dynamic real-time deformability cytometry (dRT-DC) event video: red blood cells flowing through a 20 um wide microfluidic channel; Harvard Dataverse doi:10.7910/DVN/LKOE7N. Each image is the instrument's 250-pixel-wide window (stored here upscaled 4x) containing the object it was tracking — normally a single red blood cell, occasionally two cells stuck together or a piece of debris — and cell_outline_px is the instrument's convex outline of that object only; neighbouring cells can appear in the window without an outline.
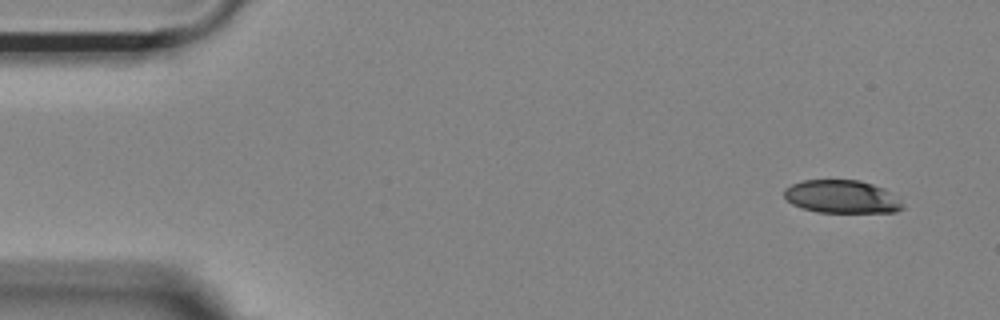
{"species": "Egyptian fruit bat (a non-hibernating species)", "species_latin": "Rousettus aegyptiacus", "temperature_condition": "room temperature", "stored_images_in_passage": 51, "camera_frame_rate_fps": 3000, "um_per_image_px": 0.085, "animal": {"sex": "female"}, "frame": {"image": 1, "passage_image": 1, "time_ms": 0.0, "image_size_px": [1000, 320], "cell_outline_px": [[904, 208], [896, 212], [820, 212], [800, 208], [792, 204], [784, 196], [784, 188], [792, 184], [804, 180], [860, 180], [884, 188], [900, 200], [904, 204]], "centroid_in_image_um": [71.55, 16.72], "position_along_channel_um": 13.4, "area_um2": 22.83}}
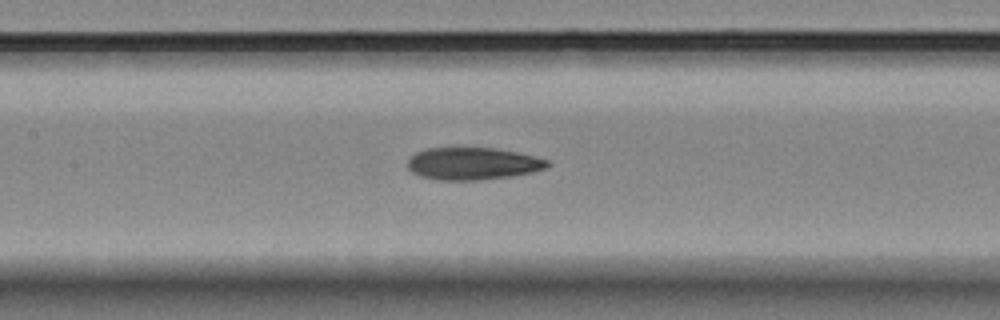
{"frame": {"image": 2, "passage_image": 22, "time_ms": 7.0, "image_size_px": [1000, 320], "cell_outline_px": [[552, 164], [548, 168], [532, 172], [512, 176], [480, 180], [440, 180], [420, 176], [412, 172], [408, 168], [408, 160], [416, 152], [428, 148], [492, 148], [516, 152], [548, 160]], "centroid_in_image_um": [40.2, 13.91], "position_along_channel_um": 167.2, "area_um2": 26.24}}
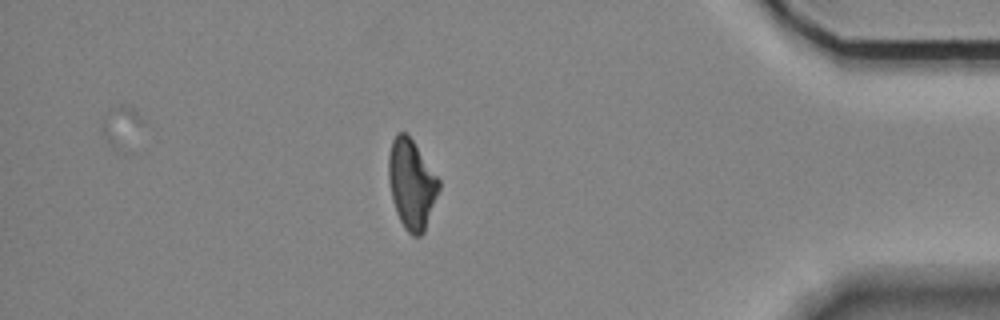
{"frame": {"image": 3, "passage_image": 44, "time_ms": 14.333, "image_size_px": [1000, 320], "cell_outline_px": [[440, 188], [424, 232], [420, 236], [412, 236], [404, 228], [396, 212], [388, 180], [388, 156], [392, 140], [396, 132], [408, 132], [440, 180]], "centroid_in_image_um": [34.98, 15.61], "position_along_channel_um": 400.2, "area_um2": 26.41}, "authors_computed_cell_mechanics": {"area_um2": 26.299, "velocity_mm_per_s": 3.6944, "shape_relaxation_time_tau1_ms": null, "shape_relaxation_time_tau2_ms": 5.2878, "deformation_change_tau1": null, "deformation_change_tau2": 0.1442}}